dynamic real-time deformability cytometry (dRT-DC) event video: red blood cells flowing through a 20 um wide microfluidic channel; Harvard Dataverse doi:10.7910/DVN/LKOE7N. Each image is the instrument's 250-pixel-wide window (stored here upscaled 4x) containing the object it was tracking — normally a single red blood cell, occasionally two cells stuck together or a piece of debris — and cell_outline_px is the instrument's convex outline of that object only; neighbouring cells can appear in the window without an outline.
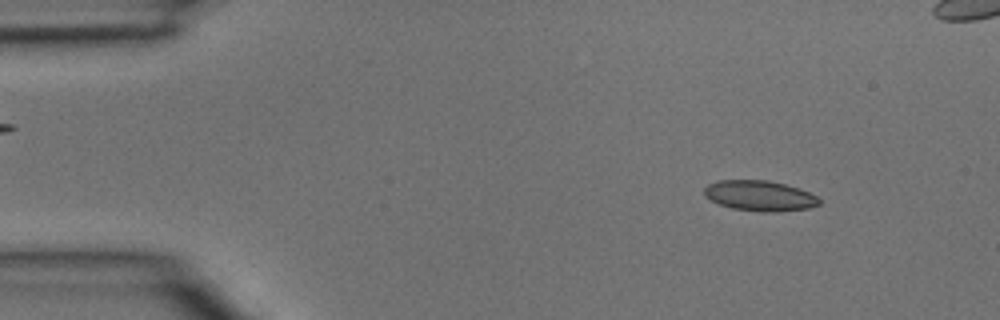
{"species": "common noctule bat (a hibernating species)", "species_latin": "Nyctalus noctula", "temperature_condition": "room temperature", "stored_images_in_passage": 3, "camera_frame_rate_fps": 3000, "um_per_image_px": 0.085, "animal": {"sex": "male", "body_mass_g": 15.6}, "frame": {"image": 1, "passage_image": 1, "time_ms": 0.0, "image_size_px": [1000, 320], "cell_outline_px": [[820, 204], [808, 208], [776, 212], [764, 212], [732, 208], [720, 204], [704, 196], [704, 188], [708, 184], [716, 180], [768, 180], [800, 188], [816, 196], [820, 200]], "centroid_in_image_um": [64.57, 16.63], "position_along_channel_um": 20.4, "area_um2": 20.35}}